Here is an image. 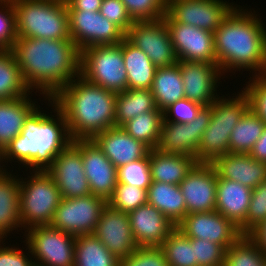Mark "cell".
Returning a JSON list of instances; mask_svg holds the SVG:
<instances>
[{"label":"cell","mask_w":266,"mask_h":266,"mask_svg":"<svg viewBox=\"0 0 266 266\" xmlns=\"http://www.w3.org/2000/svg\"><path fill=\"white\" fill-rule=\"evenodd\" d=\"M259 15L251 8L238 5L216 28V64L224 75L241 70H251L252 76L263 75L266 69V26Z\"/></svg>","instance_id":"7a4b0ae2"},{"label":"cell","mask_w":266,"mask_h":266,"mask_svg":"<svg viewBox=\"0 0 266 266\" xmlns=\"http://www.w3.org/2000/svg\"><path fill=\"white\" fill-rule=\"evenodd\" d=\"M93 235L118 259L129 256L139 247L131 231L128 213L109 203L103 207Z\"/></svg>","instance_id":"ac0fdd59"},{"label":"cell","mask_w":266,"mask_h":266,"mask_svg":"<svg viewBox=\"0 0 266 266\" xmlns=\"http://www.w3.org/2000/svg\"><path fill=\"white\" fill-rule=\"evenodd\" d=\"M251 196L249 187L218 176L215 210L239 226L246 219Z\"/></svg>","instance_id":"484cf974"},{"label":"cell","mask_w":266,"mask_h":266,"mask_svg":"<svg viewBox=\"0 0 266 266\" xmlns=\"http://www.w3.org/2000/svg\"><path fill=\"white\" fill-rule=\"evenodd\" d=\"M151 89H127L117 93L115 126L122 127L140 114L156 110Z\"/></svg>","instance_id":"1f68e13d"},{"label":"cell","mask_w":266,"mask_h":266,"mask_svg":"<svg viewBox=\"0 0 266 266\" xmlns=\"http://www.w3.org/2000/svg\"><path fill=\"white\" fill-rule=\"evenodd\" d=\"M210 106L211 119L196 153L198 163H212L217 157L229 153L231 131L249 109V99L241 90L232 97H218Z\"/></svg>","instance_id":"8992f818"},{"label":"cell","mask_w":266,"mask_h":266,"mask_svg":"<svg viewBox=\"0 0 266 266\" xmlns=\"http://www.w3.org/2000/svg\"><path fill=\"white\" fill-rule=\"evenodd\" d=\"M149 161L152 182L179 185L198 163L194 157L162 153L150 149Z\"/></svg>","instance_id":"83f0119b"},{"label":"cell","mask_w":266,"mask_h":266,"mask_svg":"<svg viewBox=\"0 0 266 266\" xmlns=\"http://www.w3.org/2000/svg\"><path fill=\"white\" fill-rule=\"evenodd\" d=\"M54 1L66 2L67 0H54Z\"/></svg>","instance_id":"9f6ffc18"},{"label":"cell","mask_w":266,"mask_h":266,"mask_svg":"<svg viewBox=\"0 0 266 266\" xmlns=\"http://www.w3.org/2000/svg\"><path fill=\"white\" fill-rule=\"evenodd\" d=\"M176 228L188 238L208 240L226 249L243 235L232 220L225 218L216 210L189 213Z\"/></svg>","instance_id":"e0dca14e"},{"label":"cell","mask_w":266,"mask_h":266,"mask_svg":"<svg viewBox=\"0 0 266 266\" xmlns=\"http://www.w3.org/2000/svg\"><path fill=\"white\" fill-rule=\"evenodd\" d=\"M74 266H119V259L93 234L76 236Z\"/></svg>","instance_id":"d6a6232c"},{"label":"cell","mask_w":266,"mask_h":266,"mask_svg":"<svg viewBox=\"0 0 266 266\" xmlns=\"http://www.w3.org/2000/svg\"><path fill=\"white\" fill-rule=\"evenodd\" d=\"M125 38L141 49L156 67H169L178 63L168 28L163 18L134 22Z\"/></svg>","instance_id":"7c38bea8"},{"label":"cell","mask_w":266,"mask_h":266,"mask_svg":"<svg viewBox=\"0 0 266 266\" xmlns=\"http://www.w3.org/2000/svg\"><path fill=\"white\" fill-rule=\"evenodd\" d=\"M80 75L92 84L119 93L127 90L122 42L91 46L80 52Z\"/></svg>","instance_id":"ba28073f"},{"label":"cell","mask_w":266,"mask_h":266,"mask_svg":"<svg viewBox=\"0 0 266 266\" xmlns=\"http://www.w3.org/2000/svg\"><path fill=\"white\" fill-rule=\"evenodd\" d=\"M169 266H195L194 245L191 238L175 228L161 244Z\"/></svg>","instance_id":"74e56055"},{"label":"cell","mask_w":266,"mask_h":266,"mask_svg":"<svg viewBox=\"0 0 266 266\" xmlns=\"http://www.w3.org/2000/svg\"><path fill=\"white\" fill-rule=\"evenodd\" d=\"M117 93L92 84L80 74L54 97L64 113L72 141L92 139L115 126Z\"/></svg>","instance_id":"277c9868"},{"label":"cell","mask_w":266,"mask_h":266,"mask_svg":"<svg viewBox=\"0 0 266 266\" xmlns=\"http://www.w3.org/2000/svg\"><path fill=\"white\" fill-rule=\"evenodd\" d=\"M128 216L139 247H160L176 228L163 213L148 203L129 212Z\"/></svg>","instance_id":"7402d4cb"},{"label":"cell","mask_w":266,"mask_h":266,"mask_svg":"<svg viewBox=\"0 0 266 266\" xmlns=\"http://www.w3.org/2000/svg\"><path fill=\"white\" fill-rule=\"evenodd\" d=\"M265 127L266 124L248 109L231 131L229 153L249 154Z\"/></svg>","instance_id":"836d02e7"},{"label":"cell","mask_w":266,"mask_h":266,"mask_svg":"<svg viewBox=\"0 0 266 266\" xmlns=\"http://www.w3.org/2000/svg\"><path fill=\"white\" fill-rule=\"evenodd\" d=\"M194 245L195 266H223L226 248L208 240L191 238Z\"/></svg>","instance_id":"7bdbcfd3"},{"label":"cell","mask_w":266,"mask_h":266,"mask_svg":"<svg viewBox=\"0 0 266 266\" xmlns=\"http://www.w3.org/2000/svg\"><path fill=\"white\" fill-rule=\"evenodd\" d=\"M11 173L6 169L0 174V240L5 238L4 241L14 230H23L20 219L19 174L15 176Z\"/></svg>","instance_id":"d4e9b609"},{"label":"cell","mask_w":266,"mask_h":266,"mask_svg":"<svg viewBox=\"0 0 266 266\" xmlns=\"http://www.w3.org/2000/svg\"><path fill=\"white\" fill-rule=\"evenodd\" d=\"M203 107L186 98L178 100L163 111V121L187 124L197 117Z\"/></svg>","instance_id":"7dc6e473"},{"label":"cell","mask_w":266,"mask_h":266,"mask_svg":"<svg viewBox=\"0 0 266 266\" xmlns=\"http://www.w3.org/2000/svg\"><path fill=\"white\" fill-rule=\"evenodd\" d=\"M16 99L0 100V150L2 151L24 126L25 119L38 106L30 94Z\"/></svg>","instance_id":"4316f807"},{"label":"cell","mask_w":266,"mask_h":266,"mask_svg":"<svg viewBox=\"0 0 266 266\" xmlns=\"http://www.w3.org/2000/svg\"><path fill=\"white\" fill-rule=\"evenodd\" d=\"M10 50L26 86L43 99L53 98L80 74V52L72 40L18 37Z\"/></svg>","instance_id":"6da1fadb"},{"label":"cell","mask_w":266,"mask_h":266,"mask_svg":"<svg viewBox=\"0 0 266 266\" xmlns=\"http://www.w3.org/2000/svg\"><path fill=\"white\" fill-rule=\"evenodd\" d=\"M249 155L255 160L266 162V127L263 134L259 137V140L252 147Z\"/></svg>","instance_id":"816d5d0a"},{"label":"cell","mask_w":266,"mask_h":266,"mask_svg":"<svg viewBox=\"0 0 266 266\" xmlns=\"http://www.w3.org/2000/svg\"><path fill=\"white\" fill-rule=\"evenodd\" d=\"M155 104L162 112L184 99V85L178 64L169 67H157L151 87Z\"/></svg>","instance_id":"4dcf8cb0"},{"label":"cell","mask_w":266,"mask_h":266,"mask_svg":"<svg viewBox=\"0 0 266 266\" xmlns=\"http://www.w3.org/2000/svg\"><path fill=\"white\" fill-rule=\"evenodd\" d=\"M30 92L11 50H0V100L16 99Z\"/></svg>","instance_id":"e575fe53"},{"label":"cell","mask_w":266,"mask_h":266,"mask_svg":"<svg viewBox=\"0 0 266 266\" xmlns=\"http://www.w3.org/2000/svg\"><path fill=\"white\" fill-rule=\"evenodd\" d=\"M23 235L36 265L74 266L76 236L50 225L32 227Z\"/></svg>","instance_id":"9c48e42d"},{"label":"cell","mask_w":266,"mask_h":266,"mask_svg":"<svg viewBox=\"0 0 266 266\" xmlns=\"http://www.w3.org/2000/svg\"><path fill=\"white\" fill-rule=\"evenodd\" d=\"M1 164H2V166H1ZM4 170H6V168H4V166H3V163H2V153H1V150H0V174H1Z\"/></svg>","instance_id":"db71d44e"},{"label":"cell","mask_w":266,"mask_h":266,"mask_svg":"<svg viewBox=\"0 0 266 266\" xmlns=\"http://www.w3.org/2000/svg\"><path fill=\"white\" fill-rule=\"evenodd\" d=\"M242 92L249 99V109L266 124V78L263 75H253Z\"/></svg>","instance_id":"ee69618b"},{"label":"cell","mask_w":266,"mask_h":266,"mask_svg":"<svg viewBox=\"0 0 266 266\" xmlns=\"http://www.w3.org/2000/svg\"><path fill=\"white\" fill-rule=\"evenodd\" d=\"M184 85L185 98L200 105L210 106L219 96L218 83L223 73L217 64L183 61L178 63Z\"/></svg>","instance_id":"d6986e66"},{"label":"cell","mask_w":266,"mask_h":266,"mask_svg":"<svg viewBox=\"0 0 266 266\" xmlns=\"http://www.w3.org/2000/svg\"><path fill=\"white\" fill-rule=\"evenodd\" d=\"M263 76L266 78V69H265V71H264V73H263Z\"/></svg>","instance_id":"6f0895ef"},{"label":"cell","mask_w":266,"mask_h":266,"mask_svg":"<svg viewBox=\"0 0 266 266\" xmlns=\"http://www.w3.org/2000/svg\"><path fill=\"white\" fill-rule=\"evenodd\" d=\"M107 200L89 194L77 198H62L50 226L73 236L93 234Z\"/></svg>","instance_id":"30bf717a"},{"label":"cell","mask_w":266,"mask_h":266,"mask_svg":"<svg viewBox=\"0 0 266 266\" xmlns=\"http://www.w3.org/2000/svg\"><path fill=\"white\" fill-rule=\"evenodd\" d=\"M162 122L163 112L157 108L131 119L122 128L134 139L142 141L150 149H155L159 141Z\"/></svg>","instance_id":"d590c367"},{"label":"cell","mask_w":266,"mask_h":266,"mask_svg":"<svg viewBox=\"0 0 266 266\" xmlns=\"http://www.w3.org/2000/svg\"><path fill=\"white\" fill-rule=\"evenodd\" d=\"M129 15L136 21H153L166 15L165 0H120Z\"/></svg>","instance_id":"b9f144b4"},{"label":"cell","mask_w":266,"mask_h":266,"mask_svg":"<svg viewBox=\"0 0 266 266\" xmlns=\"http://www.w3.org/2000/svg\"><path fill=\"white\" fill-rule=\"evenodd\" d=\"M20 180V219L24 231L50 225L62 196L47 171H29Z\"/></svg>","instance_id":"52a82bcc"},{"label":"cell","mask_w":266,"mask_h":266,"mask_svg":"<svg viewBox=\"0 0 266 266\" xmlns=\"http://www.w3.org/2000/svg\"><path fill=\"white\" fill-rule=\"evenodd\" d=\"M15 0H0V2H9V3H13Z\"/></svg>","instance_id":"11a10c76"},{"label":"cell","mask_w":266,"mask_h":266,"mask_svg":"<svg viewBox=\"0 0 266 266\" xmlns=\"http://www.w3.org/2000/svg\"><path fill=\"white\" fill-rule=\"evenodd\" d=\"M3 242L4 241L1 239L0 266H33L35 264L34 259H32L31 251L26 243L24 245L27 247L26 250L28 249V253H25L18 246L15 247L14 244L12 245L13 247H10L11 243L9 246H6Z\"/></svg>","instance_id":"681fc988"},{"label":"cell","mask_w":266,"mask_h":266,"mask_svg":"<svg viewBox=\"0 0 266 266\" xmlns=\"http://www.w3.org/2000/svg\"><path fill=\"white\" fill-rule=\"evenodd\" d=\"M223 266H266V254L249 235H242L226 249Z\"/></svg>","instance_id":"8d00e7d4"},{"label":"cell","mask_w":266,"mask_h":266,"mask_svg":"<svg viewBox=\"0 0 266 266\" xmlns=\"http://www.w3.org/2000/svg\"><path fill=\"white\" fill-rule=\"evenodd\" d=\"M122 55L127 72V89H151L157 67L150 58L126 38L122 40Z\"/></svg>","instance_id":"f1b7e54d"},{"label":"cell","mask_w":266,"mask_h":266,"mask_svg":"<svg viewBox=\"0 0 266 266\" xmlns=\"http://www.w3.org/2000/svg\"><path fill=\"white\" fill-rule=\"evenodd\" d=\"M211 115V106H205L197 117L187 124L163 121L155 149L162 153L187 155L196 159L202 135L209 125Z\"/></svg>","instance_id":"4fadbf2b"},{"label":"cell","mask_w":266,"mask_h":266,"mask_svg":"<svg viewBox=\"0 0 266 266\" xmlns=\"http://www.w3.org/2000/svg\"><path fill=\"white\" fill-rule=\"evenodd\" d=\"M147 203L156 207L175 226L187 215L185 199L179 185L152 182L147 190Z\"/></svg>","instance_id":"f546056e"},{"label":"cell","mask_w":266,"mask_h":266,"mask_svg":"<svg viewBox=\"0 0 266 266\" xmlns=\"http://www.w3.org/2000/svg\"><path fill=\"white\" fill-rule=\"evenodd\" d=\"M44 100L48 101L47 106L54 107L51 110L55 114H46L38 105L28 115L21 133L1 151L4 167L6 162L15 160L30 171H47L57 155L72 142L64 113L53 98Z\"/></svg>","instance_id":"3957f363"},{"label":"cell","mask_w":266,"mask_h":266,"mask_svg":"<svg viewBox=\"0 0 266 266\" xmlns=\"http://www.w3.org/2000/svg\"><path fill=\"white\" fill-rule=\"evenodd\" d=\"M76 141L81 145L84 173L88 179L91 194L108 200L118 183L117 168L92 139Z\"/></svg>","instance_id":"44dd1931"},{"label":"cell","mask_w":266,"mask_h":266,"mask_svg":"<svg viewBox=\"0 0 266 266\" xmlns=\"http://www.w3.org/2000/svg\"><path fill=\"white\" fill-rule=\"evenodd\" d=\"M99 13L117 26L124 34L134 23L125 5L120 0H103Z\"/></svg>","instance_id":"c3c4849f"},{"label":"cell","mask_w":266,"mask_h":266,"mask_svg":"<svg viewBox=\"0 0 266 266\" xmlns=\"http://www.w3.org/2000/svg\"><path fill=\"white\" fill-rule=\"evenodd\" d=\"M266 220V180L252 189L246 219L238 226L243 235H249Z\"/></svg>","instance_id":"ab89813d"},{"label":"cell","mask_w":266,"mask_h":266,"mask_svg":"<svg viewBox=\"0 0 266 266\" xmlns=\"http://www.w3.org/2000/svg\"><path fill=\"white\" fill-rule=\"evenodd\" d=\"M163 20L168 28L178 61L216 64L213 32L171 21L166 15Z\"/></svg>","instance_id":"2e32d148"},{"label":"cell","mask_w":266,"mask_h":266,"mask_svg":"<svg viewBox=\"0 0 266 266\" xmlns=\"http://www.w3.org/2000/svg\"><path fill=\"white\" fill-rule=\"evenodd\" d=\"M0 8V50H10L18 38L15 11L9 2H0Z\"/></svg>","instance_id":"bcb514c9"},{"label":"cell","mask_w":266,"mask_h":266,"mask_svg":"<svg viewBox=\"0 0 266 266\" xmlns=\"http://www.w3.org/2000/svg\"><path fill=\"white\" fill-rule=\"evenodd\" d=\"M70 39L81 52L91 46L121 43L125 34L99 11H68Z\"/></svg>","instance_id":"5bb4252c"},{"label":"cell","mask_w":266,"mask_h":266,"mask_svg":"<svg viewBox=\"0 0 266 266\" xmlns=\"http://www.w3.org/2000/svg\"><path fill=\"white\" fill-rule=\"evenodd\" d=\"M237 6L225 0H172L167 2L166 16L214 33Z\"/></svg>","instance_id":"8fae6325"},{"label":"cell","mask_w":266,"mask_h":266,"mask_svg":"<svg viewBox=\"0 0 266 266\" xmlns=\"http://www.w3.org/2000/svg\"><path fill=\"white\" fill-rule=\"evenodd\" d=\"M119 266H169L161 247H138L129 256L119 259Z\"/></svg>","instance_id":"f6af8a7d"},{"label":"cell","mask_w":266,"mask_h":266,"mask_svg":"<svg viewBox=\"0 0 266 266\" xmlns=\"http://www.w3.org/2000/svg\"><path fill=\"white\" fill-rule=\"evenodd\" d=\"M217 171L211 163H197L179 184L187 214L215 211Z\"/></svg>","instance_id":"ffe728a7"},{"label":"cell","mask_w":266,"mask_h":266,"mask_svg":"<svg viewBox=\"0 0 266 266\" xmlns=\"http://www.w3.org/2000/svg\"><path fill=\"white\" fill-rule=\"evenodd\" d=\"M117 184H128L148 190L152 183L149 153L139 160L117 167Z\"/></svg>","instance_id":"f35d334b"},{"label":"cell","mask_w":266,"mask_h":266,"mask_svg":"<svg viewBox=\"0 0 266 266\" xmlns=\"http://www.w3.org/2000/svg\"><path fill=\"white\" fill-rule=\"evenodd\" d=\"M211 164L220 178L241 183L250 189L266 180V162L255 160L249 154H224Z\"/></svg>","instance_id":"cb8c5ba5"},{"label":"cell","mask_w":266,"mask_h":266,"mask_svg":"<svg viewBox=\"0 0 266 266\" xmlns=\"http://www.w3.org/2000/svg\"><path fill=\"white\" fill-rule=\"evenodd\" d=\"M47 172L56 182L62 198H77L91 194L84 173L81 145L76 140L57 155Z\"/></svg>","instance_id":"9a60e30c"},{"label":"cell","mask_w":266,"mask_h":266,"mask_svg":"<svg viewBox=\"0 0 266 266\" xmlns=\"http://www.w3.org/2000/svg\"><path fill=\"white\" fill-rule=\"evenodd\" d=\"M92 140L117 168L145 157L150 148L134 139L122 127L113 126L95 135Z\"/></svg>","instance_id":"603a6c76"},{"label":"cell","mask_w":266,"mask_h":266,"mask_svg":"<svg viewBox=\"0 0 266 266\" xmlns=\"http://www.w3.org/2000/svg\"><path fill=\"white\" fill-rule=\"evenodd\" d=\"M249 236L257 243V245L266 254V220L254 229Z\"/></svg>","instance_id":"f5cc1de1"},{"label":"cell","mask_w":266,"mask_h":266,"mask_svg":"<svg viewBox=\"0 0 266 266\" xmlns=\"http://www.w3.org/2000/svg\"><path fill=\"white\" fill-rule=\"evenodd\" d=\"M103 0H67L66 8L68 11H94L100 10Z\"/></svg>","instance_id":"f907efd6"},{"label":"cell","mask_w":266,"mask_h":266,"mask_svg":"<svg viewBox=\"0 0 266 266\" xmlns=\"http://www.w3.org/2000/svg\"><path fill=\"white\" fill-rule=\"evenodd\" d=\"M17 37L71 40L66 2L15 0Z\"/></svg>","instance_id":"5b68a950"},{"label":"cell","mask_w":266,"mask_h":266,"mask_svg":"<svg viewBox=\"0 0 266 266\" xmlns=\"http://www.w3.org/2000/svg\"><path fill=\"white\" fill-rule=\"evenodd\" d=\"M107 203L124 213H129L147 204V190L128 184H117Z\"/></svg>","instance_id":"60d3db41"}]
</instances>
